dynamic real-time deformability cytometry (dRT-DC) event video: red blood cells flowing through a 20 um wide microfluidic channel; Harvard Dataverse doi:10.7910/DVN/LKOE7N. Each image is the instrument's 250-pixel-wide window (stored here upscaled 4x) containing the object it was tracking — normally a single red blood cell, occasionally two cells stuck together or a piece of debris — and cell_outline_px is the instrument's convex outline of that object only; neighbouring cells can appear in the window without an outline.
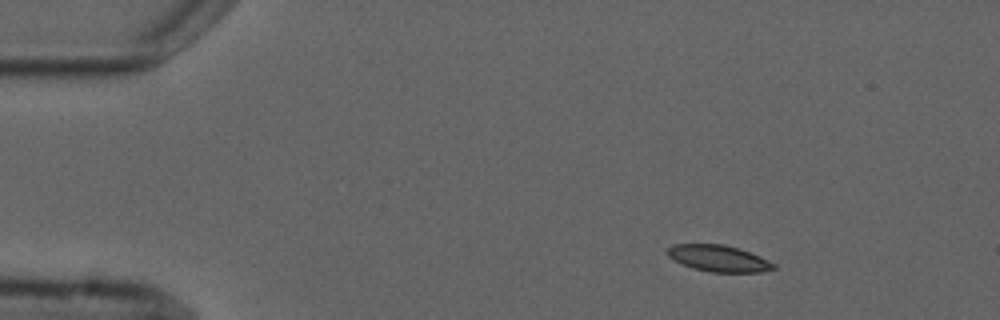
{"species": "common noctule bat (a hibernating species)", "species_latin": "Nyctalus noctula", "temperature_condition": "cold", "stored_images_in_passage": 3, "camera_frame_rate_fps": 3000, "um_per_image_px": 0.085, "animal": {"sex": "male", "forearm_length_mm": 52.5}, "frame": {"image": 1, "passage_image": 1, "time_ms": 0.0, "image_size_px": [1000, 320], "cell_outline_px": [[776, 268], [760, 272], [712, 272], [692, 268], [668, 256], [668, 248], [672, 244], [724, 244], [760, 256], [776, 264]], "centroid_in_image_um": [61.1, 21.96], "position_along_channel_um": 23.9, "area_um2": 16.13}}